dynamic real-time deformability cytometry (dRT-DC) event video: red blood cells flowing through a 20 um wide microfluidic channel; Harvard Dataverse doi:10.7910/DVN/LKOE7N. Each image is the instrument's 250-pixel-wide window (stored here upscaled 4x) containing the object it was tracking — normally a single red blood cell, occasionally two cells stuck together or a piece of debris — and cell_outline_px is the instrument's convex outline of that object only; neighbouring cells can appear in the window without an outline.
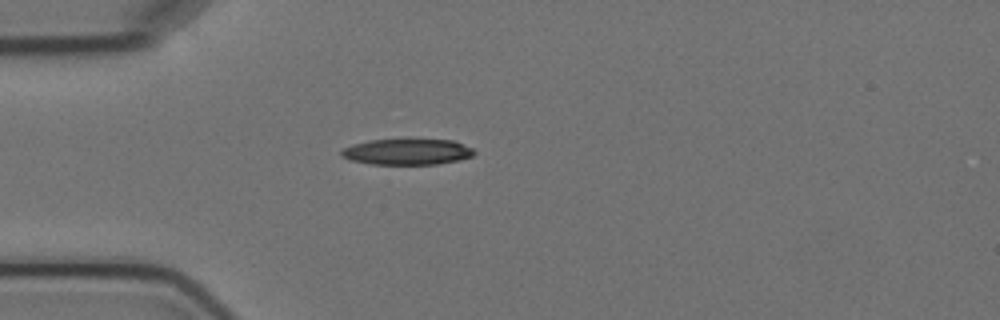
{"species": "Egyptian fruit bat (a non-hibernating species)", "species_latin": "Rousettus aegyptiacus", "temperature_condition": "cold", "stored_images_in_passage": 5, "camera_frame_rate_fps": 3000, "um_per_image_px": 0.085, "animal": {"sex": "female"}, "frame": {"image": 1, "passage_image": 5, "time_ms": 4.667, "image_size_px": [1000, 320], "cell_outline_px": [[476, 152], [472, 156], [460, 160], [436, 164], [372, 164], [348, 160], [340, 156], [340, 152], [344, 148], [352, 144], [368, 140], [452, 140], [472, 148]], "centroid_in_image_um": [34.57, 12.91], "position_along_channel_um": 50.4, "area_um2": 20.0}}